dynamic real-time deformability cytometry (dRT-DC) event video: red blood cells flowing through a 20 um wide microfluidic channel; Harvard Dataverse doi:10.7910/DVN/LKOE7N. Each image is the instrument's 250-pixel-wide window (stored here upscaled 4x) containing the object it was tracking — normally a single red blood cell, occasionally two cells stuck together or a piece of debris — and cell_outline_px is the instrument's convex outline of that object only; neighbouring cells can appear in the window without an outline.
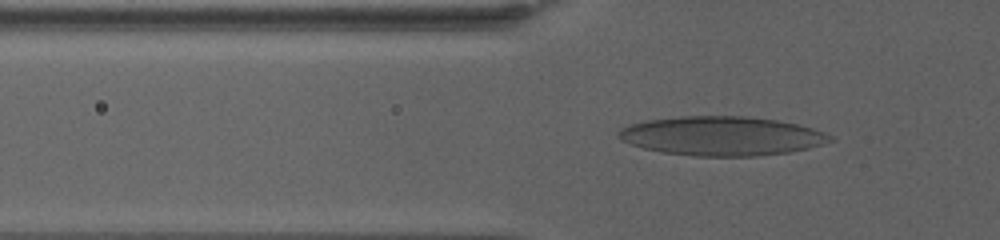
{"species": "human", "species_latin": "Homo sapiens", "temperature_condition": "warm", "stored_images_in_passage": 69, "camera_frame_rate_fps": 3000, "um_per_image_px": 0.085, "donor": {"sex": "female"}, "frame": {"image": 1, "passage_image": 22, "time_ms": 7.0, "image_size_px": [1000, 240], "cell_outline_px": [[832, 140], [808, 148], [788, 152], [760, 156], [692, 156], [660, 152], [628, 144], [620, 140], [616, 136], [616, 132], [620, 128], [628, 124], [648, 120], [680, 116], [744, 116], [776, 120], [796, 124], [812, 128], [824, 132], [832, 136]], "centroid_in_image_um": [61.26, 11.56], "position_along_channel_um": 64.5, "area_um2": 48.38}}
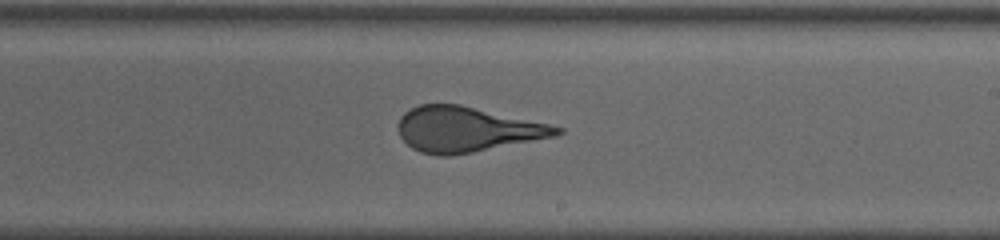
{"frame": {"image": 2, "passage_image": 42, "time_ms": 13.667, "image_size_px": [1000, 240], "cell_outline_px": [[564, 132], [556, 136], [472, 152], [448, 156], [440, 156], [420, 152], [412, 148], [400, 136], [400, 116], [404, 112], [420, 104], [460, 104], [548, 124], [564, 128]], "centroid_in_image_um": [39.68, 11.0], "position_along_channel_um": 249.3, "area_um2": 41.21}}
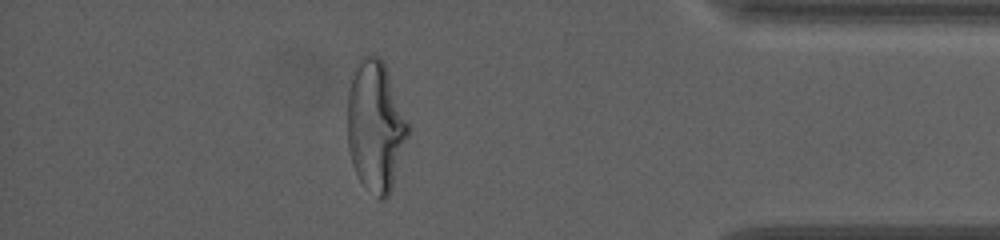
{"frame": {"image": 3, "passage_image": 61, "time_ms": 20.0, "image_size_px": [1000, 240], "cell_outline_px": [[408, 136], [392, 188], [388, 196], [384, 200], [380, 200], [364, 188], [352, 164], [348, 148], [348, 92], [356, 60], [364, 56], [380, 56], [384, 60], [408, 124]], "centroid_in_image_um": [31.9, 10.73], "position_along_channel_um": 403.3, "area_um2": 46.12}}